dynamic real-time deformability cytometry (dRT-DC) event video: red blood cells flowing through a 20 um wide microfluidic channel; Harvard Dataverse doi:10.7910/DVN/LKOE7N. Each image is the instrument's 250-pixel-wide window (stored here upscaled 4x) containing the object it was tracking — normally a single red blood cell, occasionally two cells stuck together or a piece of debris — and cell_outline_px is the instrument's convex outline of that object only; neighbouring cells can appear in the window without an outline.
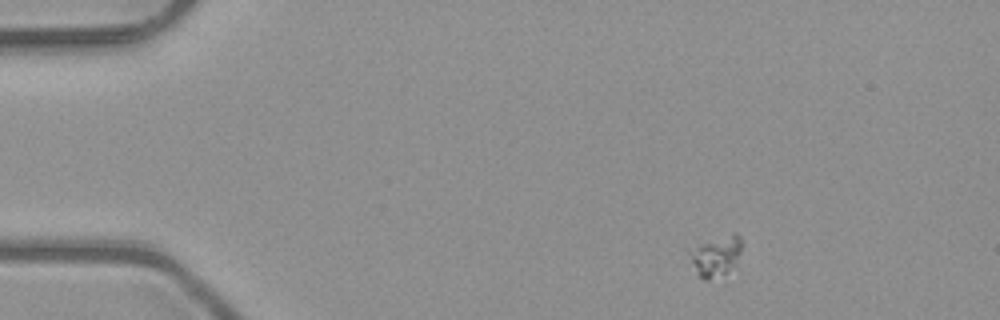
{"species": "common noctule bat (a hibernating species)", "species_latin": "Nyctalus noctula", "temperature_condition": "room temperature", "stored_images_in_passage": 4, "camera_frame_rate_fps": 3000, "um_per_image_px": 0.085, "animal": {"sex": "male", "body_mass_g": 23.1, "forearm_length_mm": 52.7}, "frame": {"image": 1, "passage_image": 1, "time_ms": 0.0, "image_size_px": [1000, 320], "cell_outline_px": [[740, 252], [732, 264], [724, 272], [708, 280], [704, 280], [696, 276], [688, 252], [688, 248], [732, 232], [736, 232], [740, 236]], "centroid_in_image_um": [60.76, 21.72], "position_along_channel_um": 24.2, "area_um2": 11.96}}
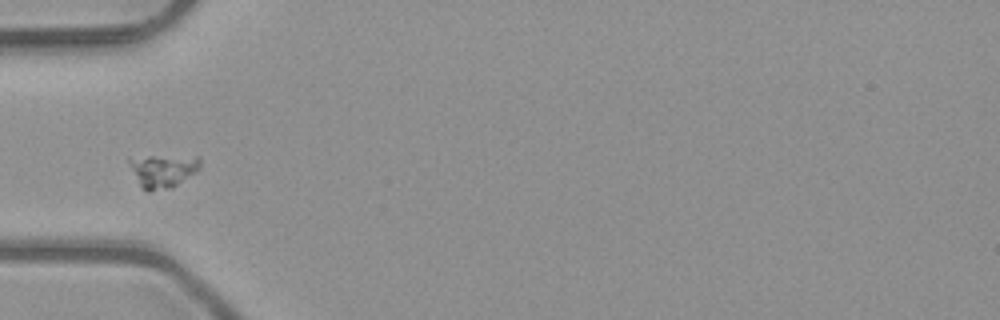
{"frame": {"image": 2, "passage_image": 4, "time_ms": 1.0, "image_size_px": [1000, 320], "cell_outline_px": [[200, 168], [196, 172], [172, 188], [148, 192], [140, 188], [128, 164], [128, 160], [148, 156], [200, 156]], "centroid_in_image_um": [13.85, 14.53], "position_along_channel_um": 71.1, "area_um2": 13.87}}